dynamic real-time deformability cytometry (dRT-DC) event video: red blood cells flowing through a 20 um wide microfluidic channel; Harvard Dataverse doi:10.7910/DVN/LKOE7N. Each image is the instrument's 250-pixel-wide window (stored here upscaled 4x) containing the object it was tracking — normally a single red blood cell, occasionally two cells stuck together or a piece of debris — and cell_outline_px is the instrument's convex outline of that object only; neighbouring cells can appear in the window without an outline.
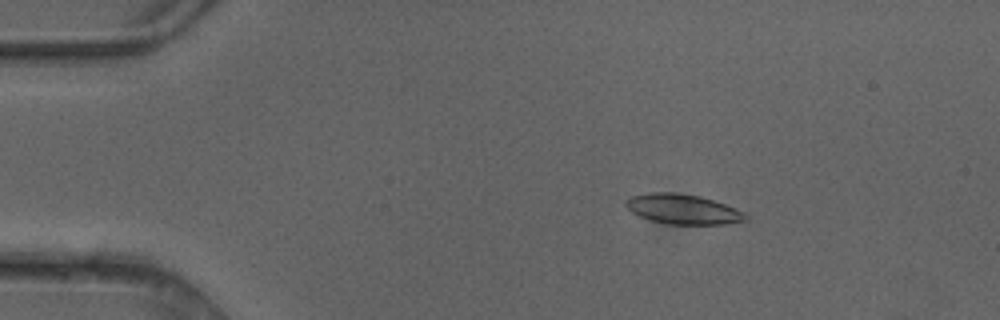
{"species": "common noctule bat (a hibernating species)", "species_latin": "Nyctalus noctula", "temperature_condition": "cold", "stored_images_in_passage": 7, "camera_frame_rate_fps": 3000, "um_per_image_px": 0.085, "animal": {"sex": "female"}, "frame": {"image": 1, "passage_image": 3, "time_ms": 0.667, "image_size_px": [1000, 320], "cell_outline_px": [[748, 220], [724, 224], [672, 224], [652, 220], [640, 216], [632, 212], [624, 204], [632, 196], [648, 192], [672, 192], [700, 196], [724, 204], [744, 212], [748, 216]], "centroid_in_image_um": [58.06, 17.77], "position_along_channel_um": 26.9, "area_um2": 20.58}}
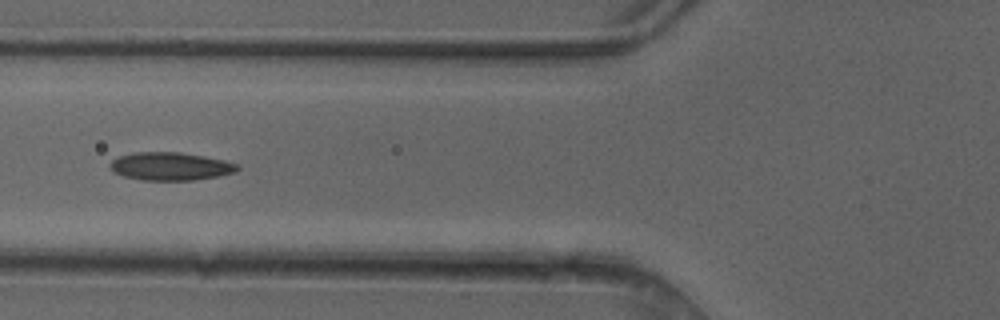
{"frame": {"image": 2, "passage_image": 6, "time_ms": 1.667, "image_size_px": [1000, 320], "cell_outline_px": [[240, 168], [236, 172], [216, 176], [192, 180], [144, 180], [124, 176], [116, 172], [108, 164], [112, 160], [120, 156], [132, 152], [180, 152], [204, 156], [224, 160], [240, 164]], "centroid_in_image_um": [14.52, 14.12], "position_along_channel_um": 111.3, "area_um2": 20.69}}
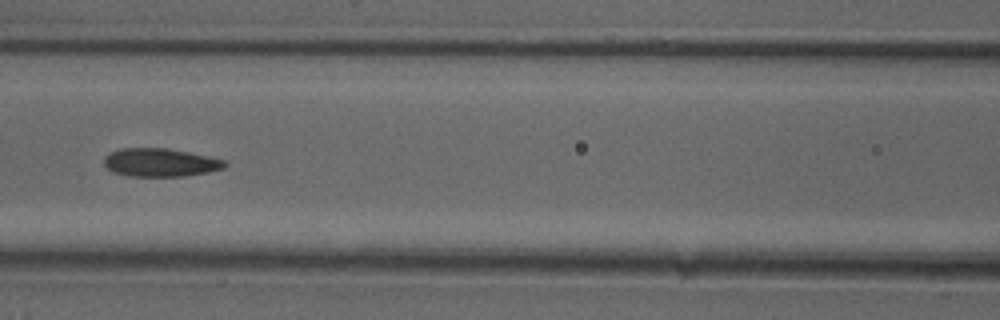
{"frame": {"image": 3, "passage_image": 7, "time_ms": 2.0, "image_size_px": [1000, 320], "cell_outline_px": [[228, 164], [224, 168], [208, 172], [184, 176], [128, 176], [112, 172], [104, 164], [104, 156], [120, 148], [168, 148], [208, 156], [224, 160]], "centroid_in_image_um": [13.62, 13.81], "position_along_channel_um": 153.0, "area_um2": 19.88}}